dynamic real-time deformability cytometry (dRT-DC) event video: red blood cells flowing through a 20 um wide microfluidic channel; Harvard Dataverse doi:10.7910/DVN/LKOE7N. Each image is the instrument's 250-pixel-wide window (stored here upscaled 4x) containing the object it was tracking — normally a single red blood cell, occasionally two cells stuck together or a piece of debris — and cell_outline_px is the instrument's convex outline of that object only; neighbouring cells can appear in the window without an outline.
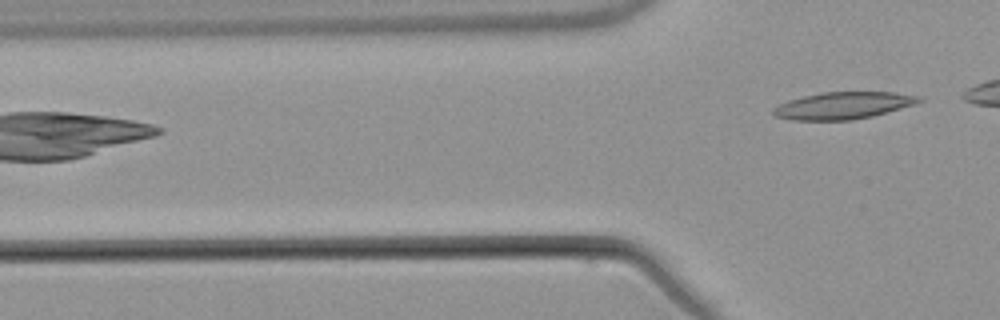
{"species": "common noctule bat (a hibernating species)", "species_latin": "Nyctalus noctula", "temperature_condition": "warm", "stored_images_in_passage": 6, "camera_frame_rate_fps": 3000, "um_per_image_px": 0.085, "animal": {"sex": "male", "body_mass_g": 21.5, "forearm_length_mm": 52.0}, "frame": {"image": 1, "passage_image": 6, "time_ms": 7.333, "image_size_px": [1000, 320], "cell_outline_px": [[924, 100], [900, 108], [872, 116], [852, 120], [792, 120], [776, 116], [772, 112], [772, 108], [788, 100], [804, 96], [824, 92], [892, 92], [920, 96]], "centroid_in_image_um": [71.64, 8.97], "position_along_channel_um": 54.2, "area_um2": 22.72}}